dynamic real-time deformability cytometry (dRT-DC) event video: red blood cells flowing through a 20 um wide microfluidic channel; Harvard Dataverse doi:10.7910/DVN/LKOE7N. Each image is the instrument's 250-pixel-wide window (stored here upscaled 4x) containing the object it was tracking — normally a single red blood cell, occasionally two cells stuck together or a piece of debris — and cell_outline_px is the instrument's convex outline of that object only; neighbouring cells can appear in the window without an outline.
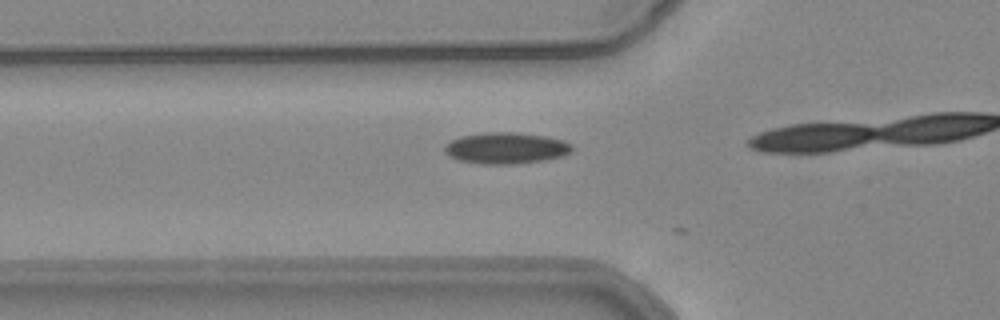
{"species": "common noctule bat (a hibernating species)", "species_latin": "Nyctalus noctula", "temperature_condition": "warm", "stored_images_in_passage": 9, "camera_frame_rate_fps": 3000, "um_per_image_px": 0.085, "animal": {"sex": "female", "body_mass_g": 24.6, "forearm_length_mm": 56.2}, "frame": {"image": 1, "passage_image": 8, "time_ms": 2.333, "image_size_px": [1000, 320], "cell_outline_px": [[572, 152], [560, 156], [540, 160], [512, 164], [480, 164], [456, 160], [448, 156], [444, 152], [444, 148], [452, 140], [460, 136], [488, 132], [516, 132], [544, 136], [564, 140], [572, 144]], "centroid_in_image_um": [42.98, 12.58], "position_along_channel_um": 82.8, "area_um2": 23.18}}